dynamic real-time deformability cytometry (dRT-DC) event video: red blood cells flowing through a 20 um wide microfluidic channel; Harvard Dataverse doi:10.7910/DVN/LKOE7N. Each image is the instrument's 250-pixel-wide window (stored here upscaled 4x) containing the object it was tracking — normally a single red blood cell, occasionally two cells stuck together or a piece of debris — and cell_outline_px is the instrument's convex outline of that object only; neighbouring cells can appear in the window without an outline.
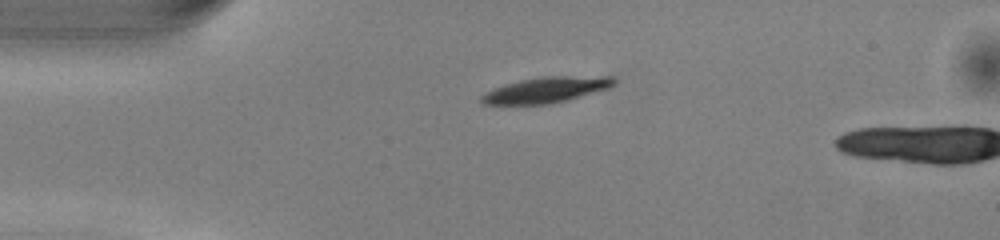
{"species": "common noctule bat (a hibernating species)", "species_latin": "Nyctalus noctula", "temperature_condition": "warm", "stored_images_in_passage": 3, "camera_frame_rate_fps": 3000, "um_per_image_px": 0.085, "animal": {"sex": "male", "body_mass_g": 13.0, "forearm_length_mm": 53.1}, "frame": {"image": 1, "passage_image": 1, "time_ms": 0.0, "image_size_px": [1000, 240], "cell_outline_px": [[616, 84], [608, 88], [564, 100], [548, 104], [480, 104], [480, 96], [484, 92], [504, 84], [520, 80], [544, 76], [612, 76], [616, 80]], "centroid_in_image_um": [46.38, 7.62], "position_along_channel_um": 38.6, "area_um2": 19.71}}